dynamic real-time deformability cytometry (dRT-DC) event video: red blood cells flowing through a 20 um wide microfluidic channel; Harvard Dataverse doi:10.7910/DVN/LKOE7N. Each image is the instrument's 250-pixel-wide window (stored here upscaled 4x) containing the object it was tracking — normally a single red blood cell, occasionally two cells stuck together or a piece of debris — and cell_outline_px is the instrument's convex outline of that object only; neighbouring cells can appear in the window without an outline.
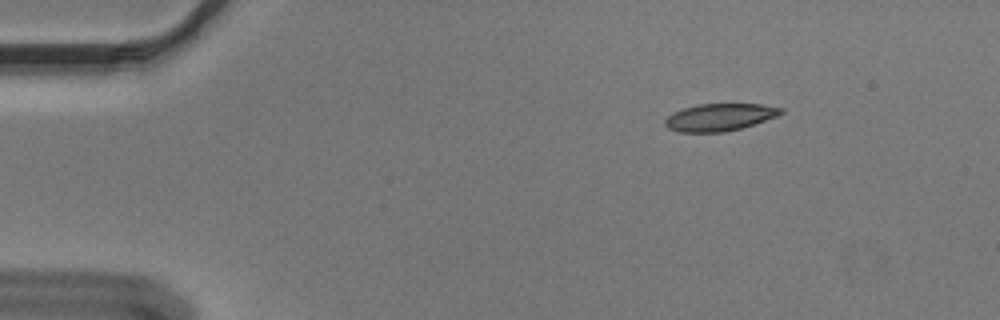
{"species": "Egyptian fruit bat (a non-hibernating species)", "species_latin": "Rousettus aegyptiacus", "temperature_condition": "cold", "stored_images_in_passage": 49, "camera_frame_rate_fps": 3000, "um_per_image_px": 0.085, "animal": {"sex": "male"}, "frame": {"image": 1, "passage_image": 2, "time_ms": 0.333, "image_size_px": [1000, 320], "cell_outline_px": [[784, 112], [776, 116], [740, 128], [724, 132], [680, 132], [668, 128], [664, 124], [664, 120], [672, 112], [696, 104], [760, 104], [784, 108]], "centroid_in_image_um": [61.13, 9.95], "position_along_channel_um": 23.9, "area_um2": 18.32}}
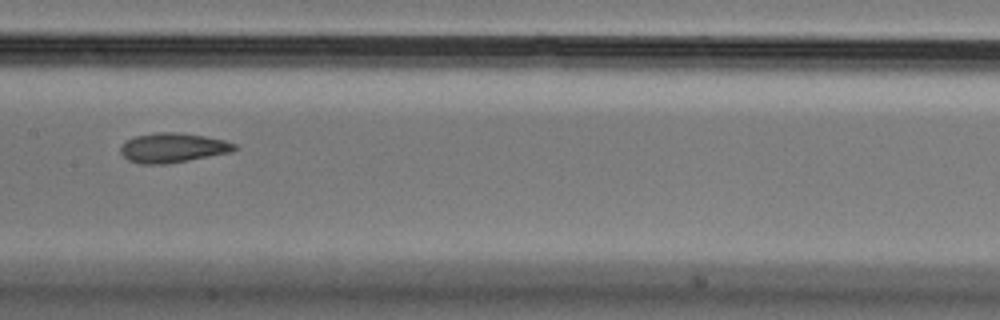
{"frame": {"image": 2, "passage_image": 22, "time_ms": 7.0, "image_size_px": [1000, 320], "cell_outline_px": [[240, 148], [232, 152], [188, 160], [164, 164], [140, 164], [128, 160], [120, 152], [120, 148], [124, 140], [136, 136], [156, 132], [180, 132], [204, 136], [224, 140], [236, 144]], "centroid_in_image_um": [14.69, 12.55], "position_along_channel_um": 192.7, "area_um2": 19.77}}
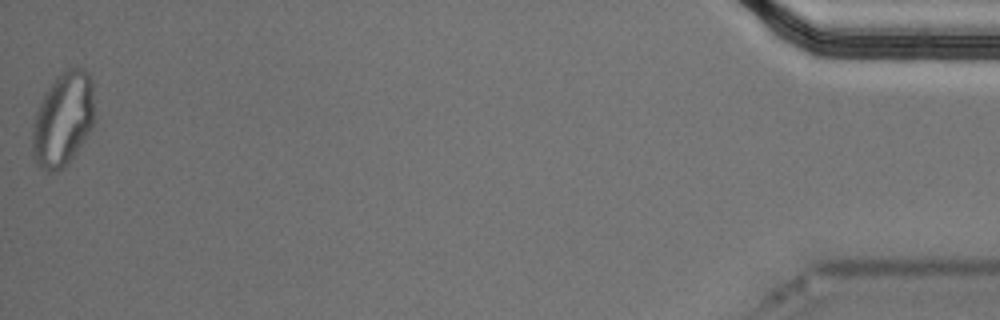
{"frame": {"image": 3, "passage_image": 49, "time_ms": 16.0, "image_size_px": [1000, 320], "cell_outline_px": [[96, 120], [92, 128], [68, 164], [64, 168], [56, 172], [48, 172], [36, 164], [32, 156], [32, 128], [36, 112], [48, 88], [68, 68], [84, 68], [88, 72], [92, 80]], "centroid_in_image_um": [5.39, 10.19], "position_along_channel_um": 429.8, "area_um2": 34.28}, "authors_computed_cell_mechanics": {"area_um2": 19.5364, "velocity_mm_per_s": 3.647, "shape_relaxation_time_tau1_ms": 9.5352, "shape_relaxation_time_tau2_ms": 2.7057, "deformation_change_tau1": 0.2379, "deformation_change_tau2": 0.093}}